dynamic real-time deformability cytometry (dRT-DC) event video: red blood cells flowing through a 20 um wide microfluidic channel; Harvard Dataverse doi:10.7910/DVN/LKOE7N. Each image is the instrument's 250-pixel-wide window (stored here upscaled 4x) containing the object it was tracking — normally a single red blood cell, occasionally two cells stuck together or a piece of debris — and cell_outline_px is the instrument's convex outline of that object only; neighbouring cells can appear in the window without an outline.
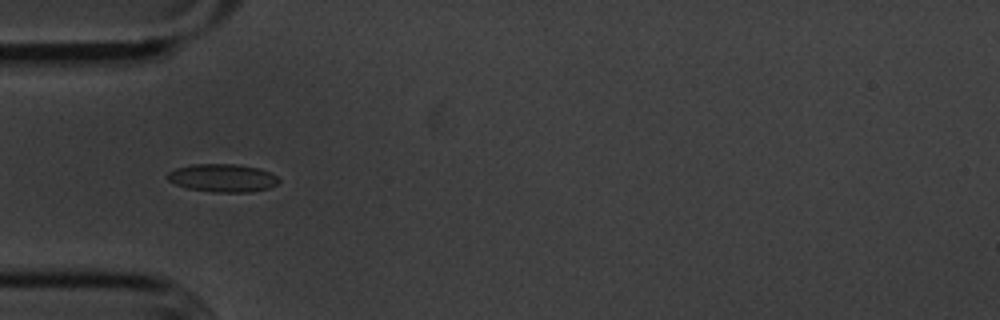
{"species": "common noctule bat (a hibernating species)", "species_latin": "Nyctalus noctula", "temperature_condition": "cold", "stored_images_in_passage": 24, "camera_frame_rate_fps": 3000, "um_per_image_px": 0.085, "animal": {"sex": "male", "body_mass_g": 20.1, "forearm_length_mm": 53.5}, "frame": {"image": 1, "passage_image": 7, "time_ms": 2.0, "image_size_px": [1000, 320], "cell_outline_px": [[280, 180], [276, 184], [268, 188], [252, 192], [212, 192], [188, 188], [176, 184], [168, 180], [168, 172], [176, 168], [192, 164], [236, 164], [260, 168], [276, 176]], "centroid_in_image_um": [18.92, 15.12], "position_along_channel_um": 66.1, "area_um2": 18.09}}
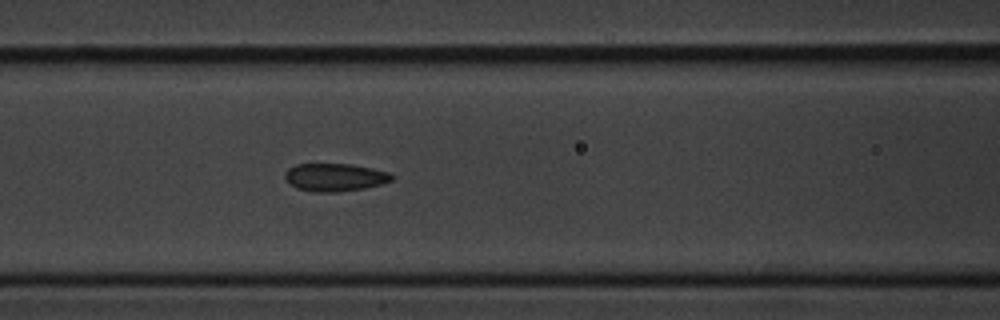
{"frame": {"image": 2, "passage_image": 13, "time_ms": 4.0, "image_size_px": [1000, 320], "cell_outline_px": [[392, 180], [380, 184], [364, 188], [336, 192], [316, 192], [296, 188], [284, 176], [284, 172], [288, 168], [296, 164], [352, 164], [372, 168], [388, 172], [392, 176]], "centroid_in_image_um": [28.44, 15.06], "position_along_channel_um": 138.2, "area_um2": 17.17}}
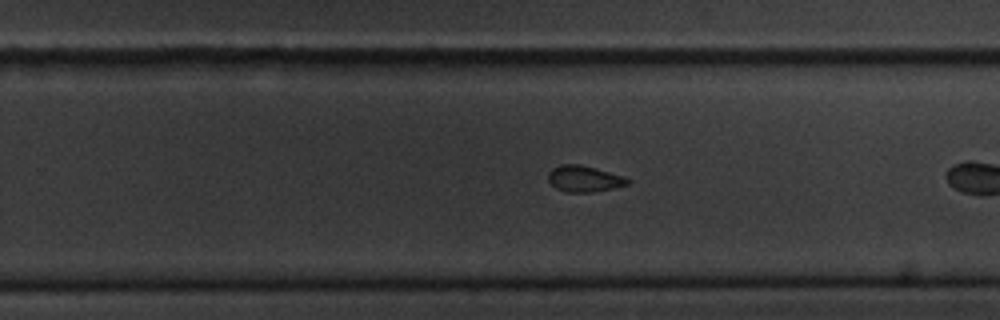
{"frame": {"image": 3, "passage_image": 22, "time_ms": 7.0, "image_size_px": [1000, 320], "cell_outline_px": [[632, 180], [628, 184], [612, 188], [592, 192], [564, 192], [556, 188], [548, 180], [548, 172], [552, 168], [560, 164], [580, 164], [608, 172]], "centroid_in_image_um": [49.6, 15.19], "position_along_channel_um": 280.2, "area_um2": 11.96}}